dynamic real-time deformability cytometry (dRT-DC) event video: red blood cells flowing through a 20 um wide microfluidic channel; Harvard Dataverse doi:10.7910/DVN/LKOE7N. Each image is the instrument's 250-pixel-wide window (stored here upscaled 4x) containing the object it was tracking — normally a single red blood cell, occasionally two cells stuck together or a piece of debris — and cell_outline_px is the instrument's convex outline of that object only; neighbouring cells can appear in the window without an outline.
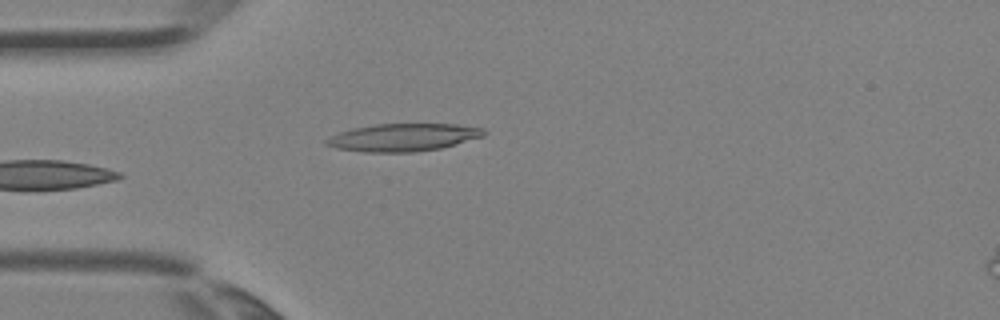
{"species": "Egyptian fruit bat (a non-hibernating species)", "species_latin": "Rousettus aegyptiacus", "temperature_condition": "room temperature", "stored_images_in_passage": 2, "camera_frame_rate_fps": 3000, "um_per_image_px": 0.085, "animal": {"sex": "female"}, "frame": {"image": 1, "passage_image": 2, "time_ms": 0.333, "image_size_px": [1000, 320], "cell_outline_px": [[488, 132], [484, 136], [456, 144], [440, 148], [412, 152], [364, 152], [336, 148], [324, 144], [324, 140], [340, 132], [352, 128], [376, 124], [456, 124], [484, 128]], "centroid_in_image_um": [34.29, 11.67], "position_along_channel_um": 50.7, "area_um2": 25.37}}